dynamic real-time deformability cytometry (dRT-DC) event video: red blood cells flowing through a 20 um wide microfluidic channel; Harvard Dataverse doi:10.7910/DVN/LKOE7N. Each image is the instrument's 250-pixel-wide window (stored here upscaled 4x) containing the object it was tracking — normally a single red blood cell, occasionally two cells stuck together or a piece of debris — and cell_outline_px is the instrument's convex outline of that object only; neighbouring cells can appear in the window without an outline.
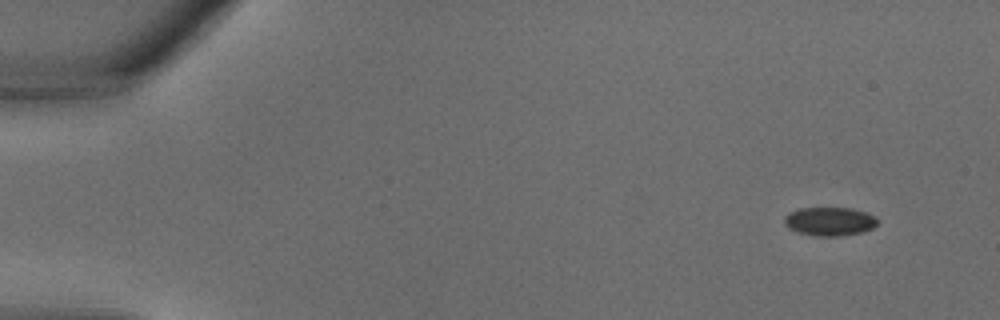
{"species": "common noctule bat (a hibernating species)", "species_latin": "Nyctalus noctula", "temperature_condition": "warm", "stored_images_in_passage": 32, "camera_frame_rate_fps": 3000, "um_per_image_px": 0.085, "animal": {"sex": "male", "body_mass_g": 18.8}, "frame": {"image": 1, "passage_image": 1, "time_ms": 0.0, "image_size_px": [1000, 320], "cell_outline_px": [[880, 220], [872, 228], [864, 232], [840, 236], [816, 236], [796, 232], [788, 228], [784, 224], [784, 216], [788, 212], [800, 208], [852, 208], [876, 216]], "centroid_in_image_um": [70.51, 18.82], "position_along_channel_um": 14.5, "area_um2": 15.78}}
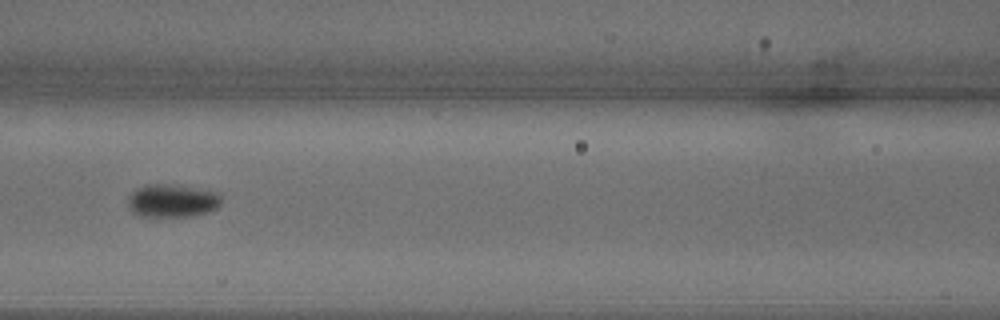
{"frame": {"image": 2, "passage_image": 14, "time_ms": 4.333, "image_size_px": [1000, 320], "cell_outline_px": [[220, 204], [216, 208], [208, 212], [192, 216], [140, 216], [132, 212], [128, 208], [128, 196], [136, 188], [148, 184], [172, 184], [216, 192], [220, 196]], "centroid_in_image_um": [14.59, 17.06], "position_along_channel_um": 152.0, "area_um2": 17.92}}
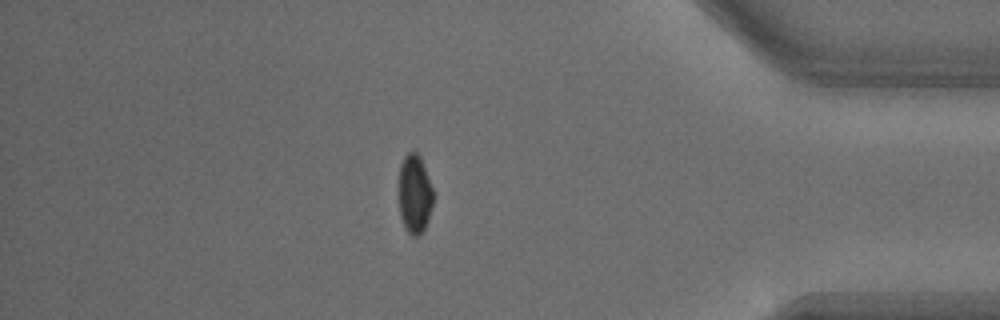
{"frame": {"image": 3, "passage_image": 28, "time_ms": 9.0, "image_size_px": [1000, 320], "cell_outline_px": [[432, 204], [428, 220], [420, 236], [412, 236], [404, 228], [400, 216], [400, 164], [404, 156], [408, 152], [416, 152], [420, 156], [432, 188]], "centroid_in_image_um": [35.24, 16.52], "position_along_channel_um": 400.0, "area_um2": 15.55}}